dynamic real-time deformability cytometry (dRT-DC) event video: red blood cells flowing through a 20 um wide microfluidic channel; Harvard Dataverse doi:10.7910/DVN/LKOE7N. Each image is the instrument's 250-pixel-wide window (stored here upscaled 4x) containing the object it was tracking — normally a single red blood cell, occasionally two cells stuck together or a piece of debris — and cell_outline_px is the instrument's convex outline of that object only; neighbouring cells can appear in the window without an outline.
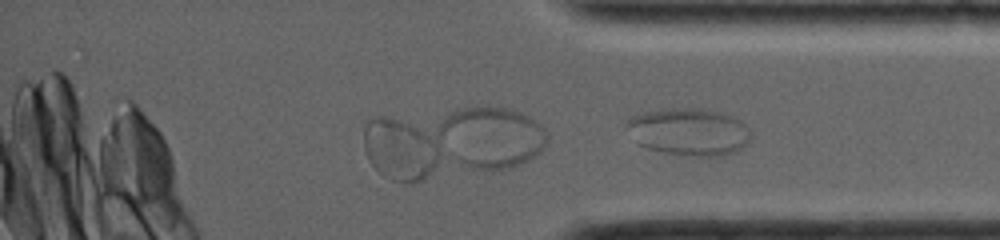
{"species": "common noctule bat (a hibernating species)", "species_latin": "Nyctalus noctula", "temperature_condition": "room temperature", "stored_images_in_passage": 21, "segment_of_instrument_passage": [2, 2], "camera_frame_rate_fps": 4000, "um_per_image_px": 0.085, "animal": {"sex": "female", "body_mass_g": 19.0, "forearm_length_mm": 56.7}, "frame": {"image": 1, "passage_image": 21, "time_ms": 7.75, "image_size_px": [1000, 240], "cell_outline_px": [[752, 136], [736, 152], [720, 156], [696, 156], [664, 152], [648, 148], [640, 144], [624, 128], [624, 124], [632, 116], [644, 112], [672, 108], [700, 108], [720, 112], [732, 116], [740, 120], [752, 132]], "centroid_in_image_um": [58.56, 11.19], "position_along_channel_um": 376.6, "area_um2": 34.16}}